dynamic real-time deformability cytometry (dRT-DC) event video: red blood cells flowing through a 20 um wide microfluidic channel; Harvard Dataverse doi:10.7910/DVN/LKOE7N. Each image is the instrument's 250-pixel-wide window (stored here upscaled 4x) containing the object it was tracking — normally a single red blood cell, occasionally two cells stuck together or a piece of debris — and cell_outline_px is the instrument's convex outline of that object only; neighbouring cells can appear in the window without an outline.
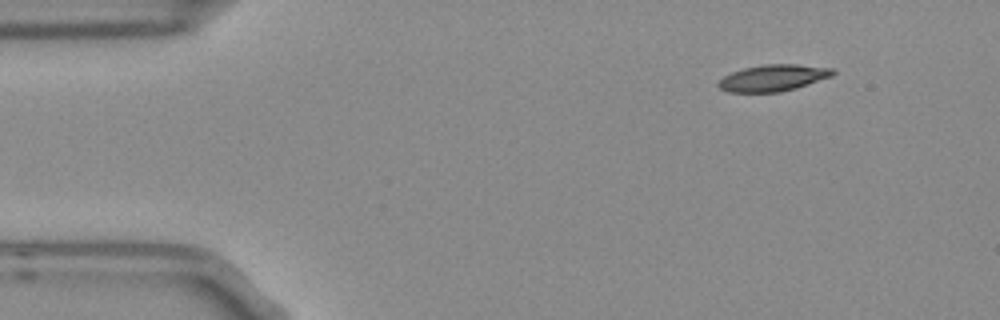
{"species": "Egyptian fruit bat (a non-hibernating species)", "species_latin": "Rousettus aegyptiacus", "temperature_condition": "room temperature", "stored_images_in_passage": 4, "camera_frame_rate_fps": 3000, "um_per_image_px": 0.085, "frame": {"image": 1, "passage_image": 1, "time_ms": 0.0, "image_size_px": [1000, 320], "cell_outline_px": [[836, 72], [832, 76], [796, 88], [780, 92], [728, 92], [720, 88], [716, 84], [724, 76], [732, 72], [744, 68], [764, 64], [796, 64], [832, 68]], "centroid_in_image_um": [65.71, 6.62], "position_along_channel_um": 19.3, "area_um2": 17.63}}